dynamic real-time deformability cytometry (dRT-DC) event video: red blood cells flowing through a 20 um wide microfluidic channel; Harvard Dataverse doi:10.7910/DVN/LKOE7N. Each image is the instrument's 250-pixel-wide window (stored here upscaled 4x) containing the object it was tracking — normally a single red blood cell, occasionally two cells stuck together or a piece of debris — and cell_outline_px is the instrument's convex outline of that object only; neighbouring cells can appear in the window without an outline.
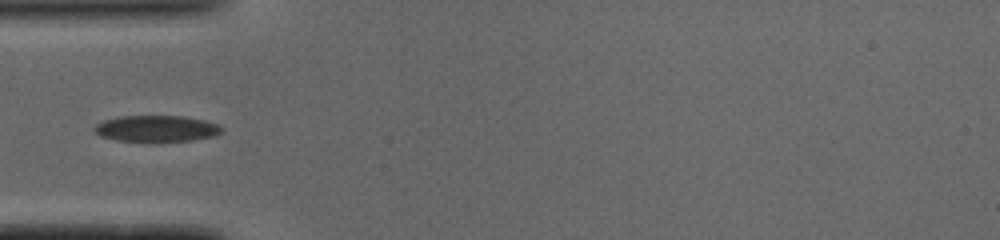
{"species": "common noctule bat (a hibernating species)", "species_latin": "Nyctalus noctula", "temperature_condition": "cold", "stored_images_in_passage": 16, "camera_frame_rate_fps": 3000, "um_per_image_px": 0.085, "animal": {"sex": "male", "body_mass_g": 19.0, "forearm_length_mm": 50.8}, "frame": {"image": 1, "passage_image": 1, "time_ms": 0.0, "image_size_px": [1000, 240], "cell_outline_px": [[224, 128], [220, 132], [212, 136], [192, 140], [156, 144], [116, 140], [100, 136], [92, 128], [96, 124], [104, 120], [120, 116], [184, 116], [204, 120], [220, 124]], "centroid_in_image_um": [13.29, 10.96], "position_along_channel_um": 71.7, "area_um2": 20.23}}
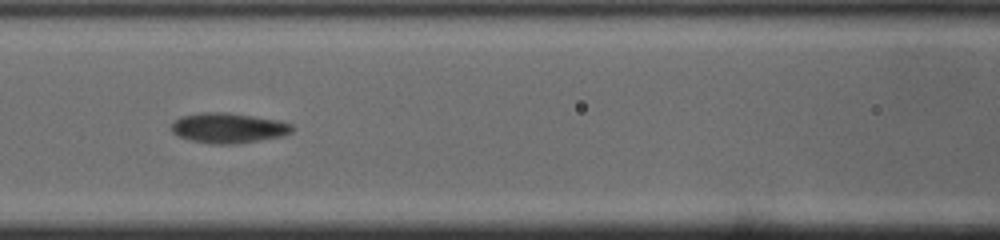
{"frame": {"image": 2, "passage_image": 7, "time_ms": 2.0, "image_size_px": [1000, 240], "cell_outline_px": [[292, 132], [280, 136], [236, 144], [212, 144], [192, 140], [180, 136], [172, 132], [172, 124], [180, 116], [200, 112], [228, 112], [280, 120], [292, 124]], "centroid_in_image_um": [19.41, 10.86], "position_along_channel_um": 147.2, "area_um2": 21.1}}
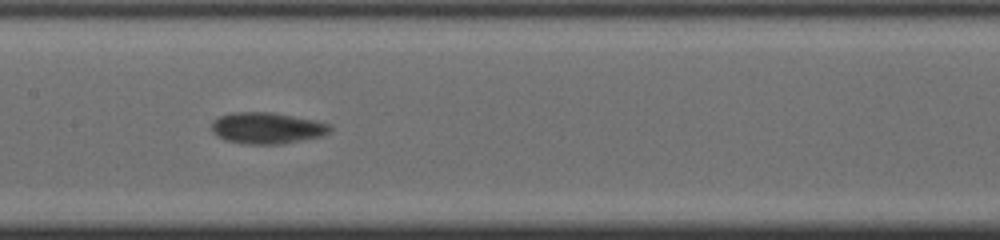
{"frame": {"image": 3, "passage_image": 10, "time_ms": 3.0, "image_size_px": [1000, 240], "cell_outline_px": [[332, 128], [328, 132], [320, 136], [280, 144], [248, 144], [224, 140], [212, 132], [212, 120], [220, 116], [236, 112], [272, 112], [312, 120], [328, 124]], "centroid_in_image_um": [22.63, 10.88], "position_along_channel_um": 184.8, "area_um2": 21.27}}